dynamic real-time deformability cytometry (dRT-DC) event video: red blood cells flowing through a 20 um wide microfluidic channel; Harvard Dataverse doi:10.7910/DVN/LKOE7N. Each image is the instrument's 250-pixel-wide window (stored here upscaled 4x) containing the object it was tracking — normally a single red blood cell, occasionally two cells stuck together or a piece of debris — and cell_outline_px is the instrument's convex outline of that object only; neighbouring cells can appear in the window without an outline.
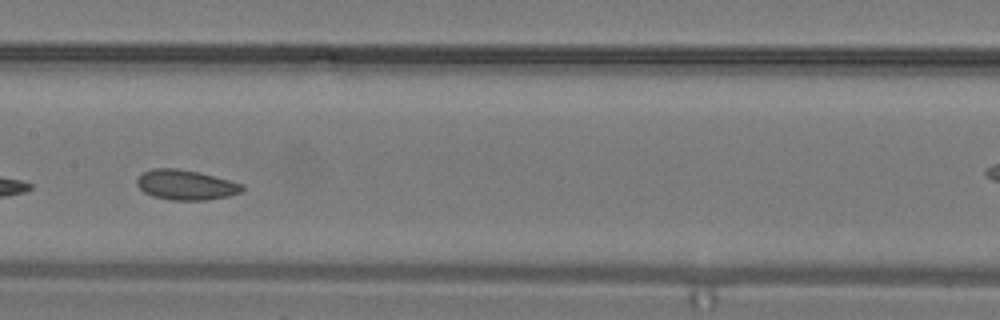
{"species": "common noctule bat (a hibernating species)", "species_latin": "Nyctalus noctula", "temperature_condition": "warm", "stored_images_in_passage": 27, "camera_frame_rate_fps": 3000, "um_per_image_px": 0.085, "animal": {"sex": "male", "body_mass_g": 19.2, "forearm_length_mm": 51.8}, "frame": {"image": 1, "passage_image": 12, "time_ms": 3.667, "image_size_px": [1000, 320], "cell_outline_px": [[244, 188], [240, 192], [228, 196], [204, 200], [172, 200], [152, 196], [144, 192], [136, 184], [136, 180], [144, 172], [152, 168], [176, 168], [200, 172], [244, 184]], "centroid_in_image_um": [15.79, 15.71], "position_along_channel_um": 191.6, "area_um2": 18.38}}